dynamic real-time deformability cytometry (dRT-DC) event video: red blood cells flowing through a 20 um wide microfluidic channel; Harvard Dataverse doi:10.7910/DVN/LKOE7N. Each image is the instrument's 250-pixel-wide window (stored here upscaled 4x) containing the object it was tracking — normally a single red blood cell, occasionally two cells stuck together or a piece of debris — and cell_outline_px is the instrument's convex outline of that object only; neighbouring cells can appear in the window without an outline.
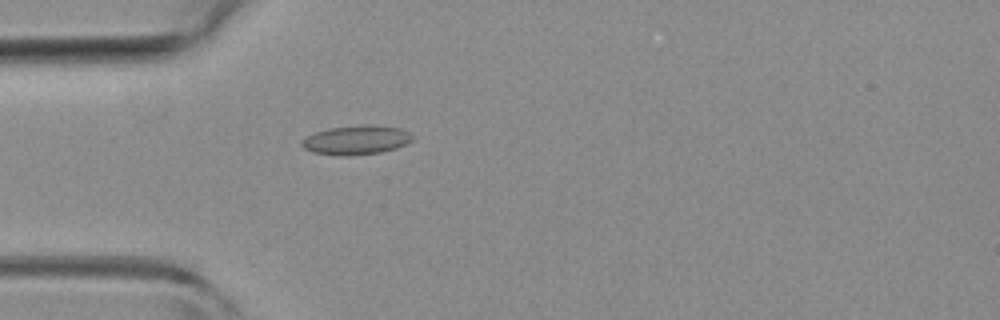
{"species": "common noctule bat (a hibernating species)", "species_latin": "Nyctalus noctula", "temperature_condition": "room temperature", "stored_images_in_passage": 29, "camera_frame_rate_fps": 3000, "um_per_image_px": 0.085, "animal": {"sex": "female", "body_mass_g": 19.3, "forearm_length_mm": 54.1}, "frame": {"image": 1, "passage_image": 4, "time_ms": 1.0, "image_size_px": [1000, 320], "cell_outline_px": [[416, 136], [412, 140], [396, 148], [380, 152], [348, 156], [340, 156], [312, 152], [304, 148], [300, 144], [300, 140], [316, 132], [328, 128], [364, 124], [372, 124], [400, 128]], "centroid_in_image_um": [30.28, 11.89], "position_along_channel_um": 54.7, "area_um2": 18.96}}
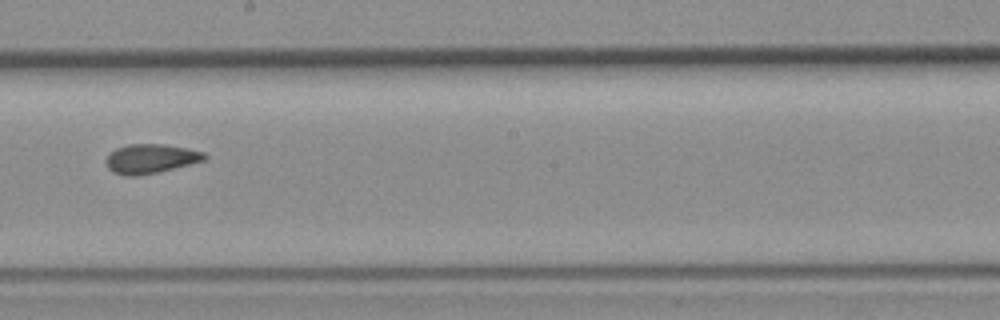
{"frame": {"image": 2, "passage_image": 18, "time_ms": 5.667, "image_size_px": [1000, 320], "cell_outline_px": [[208, 156], [204, 160], [156, 172], [136, 176], [124, 176], [112, 172], [108, 168], [108, 156], [116, 148], [128, 144], [164, 144], [188, 148], [204, 152]], "centroid_in_image_um": [12.81, 13.48], "position_along_channel_um": 235.4, "area_um2": 16.53}}
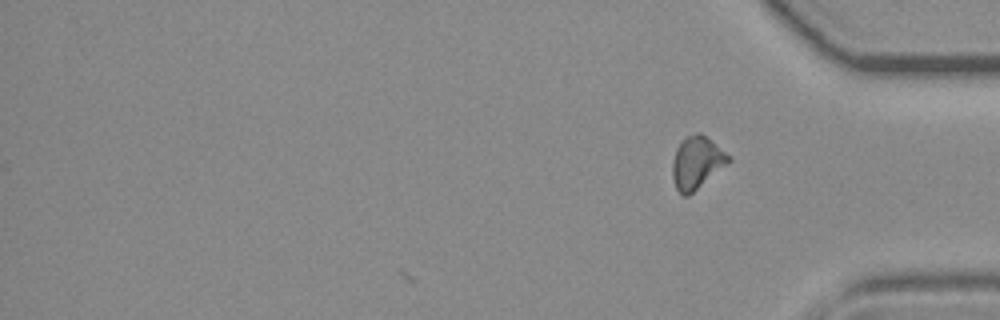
{"frame": {"image": 3, "passage_image": 29, "time_ms": 9.333, "image_size_px": [1000, 320], "cell_outline_px": [[732, 160], [728, 164], [688, 196], [684, 196], [676, 188], [672, 176], [672, 160], [676, 148], [688, 136], [696, 132], [700, 132], [724, 152]], "centroid_in_image_um": [59.2, 13.84], "position_along_channel_um": 376.0, "area_um2": 16.76}, "authors_computed_cell_mechanics": {"area_um2": 16.7042, "velocity_mm_per_s": 3.9923, "shape_relaxation_time_tau1_ms": null, "shape_relaxation_time_tau2_ms": 2.4251, "deformation_change_tau1": null, "deformation_change_tau2": 0.0785}}